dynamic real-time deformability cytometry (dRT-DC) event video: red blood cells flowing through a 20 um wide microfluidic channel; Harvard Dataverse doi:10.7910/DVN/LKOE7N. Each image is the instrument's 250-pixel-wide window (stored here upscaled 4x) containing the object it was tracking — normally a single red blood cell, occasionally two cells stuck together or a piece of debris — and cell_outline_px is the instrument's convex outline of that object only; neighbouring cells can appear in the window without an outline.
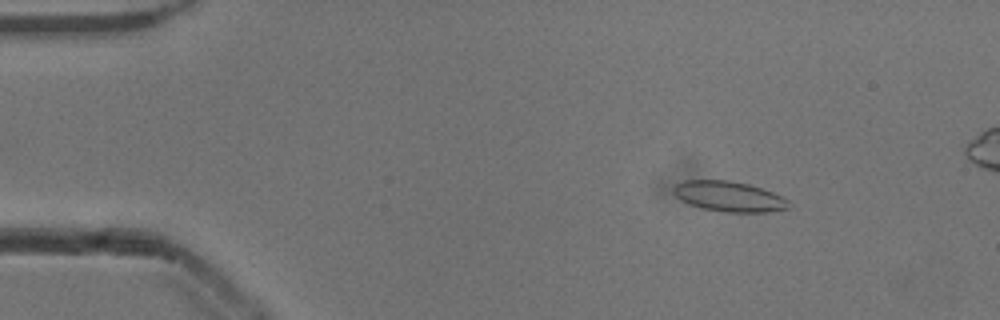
{"species": "common noctule bat (a hibernating species)", "species_latin": "Nyctalus noctula", "temperature_condition": "cold", "stored_images_in_passage": 55, "camera_frame_rate_fps": 3000, "um_per_image_px": 0.085, "animal": {"sex": "male", "body_mass_g": 13.3}, "frame": {"image": 1, "passage_image": 8, "time_ms": 2.333, "image_size_px": [1000, 320], "cell_outline_px": [[792, 208], [768, 212], [724, 212], [700, 208], [680, 200], [672, 192], [672, 188], [676, 184], [684, 180], [728, 180], [748, 184], [772, 192], [788, 200], [792, 204]], "centroid_in_image_um": [61.96, 16.71], "position_along_channel_um": 23.0, "area_um2": 20.52}}
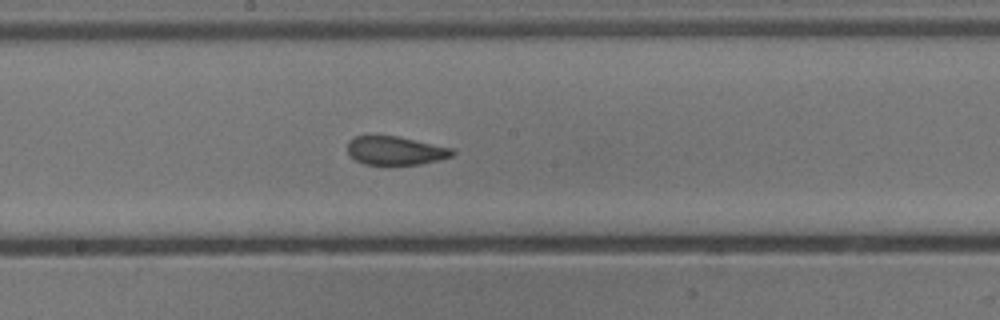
{"frame": {"image": 2, "passage_image": 29, "time_ms": 9.333, "image_size_px": [1000, 320], "cell_outline_px": [[456, 152], [452, 156], [420, 164], [364, 164], [356, 160], [348, 152], [348, 140], [352, 136], [396, 136], [452, 148]], "centroid_in_image_um": [33.59, 12.79], "position_along_channel_um": 214.6, "area_um2": 17.17}}
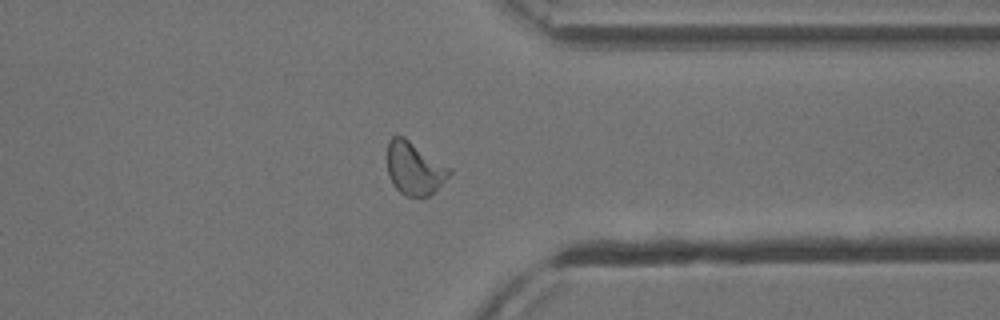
{"frame": {"image": 3, "passage_image": 42, "time_ms": 13.667, "image_size_px": [1000, 320], "cell_outline_px": [[452, 172], [428, 196], [404, 196], [392, 184], [388, 176], [388, 140], [392, 136], [404, 136], [452, 168]], "centroid_in_image_um": [35.21, 14.29], "position_along_channel_um": 376.2, "area_um2": 19.07}, "authors_computed_cell_mechanics": {"area_um2": 19.2474, "velocity_mm_per_s": 3.8502, "shape_relaxation_time_tau1_ms": null, "shape_relaxation_time_tau2_ms": 1.024, "deformation_change_tau1": null, "deformation_change_tau2": 0.0765}}